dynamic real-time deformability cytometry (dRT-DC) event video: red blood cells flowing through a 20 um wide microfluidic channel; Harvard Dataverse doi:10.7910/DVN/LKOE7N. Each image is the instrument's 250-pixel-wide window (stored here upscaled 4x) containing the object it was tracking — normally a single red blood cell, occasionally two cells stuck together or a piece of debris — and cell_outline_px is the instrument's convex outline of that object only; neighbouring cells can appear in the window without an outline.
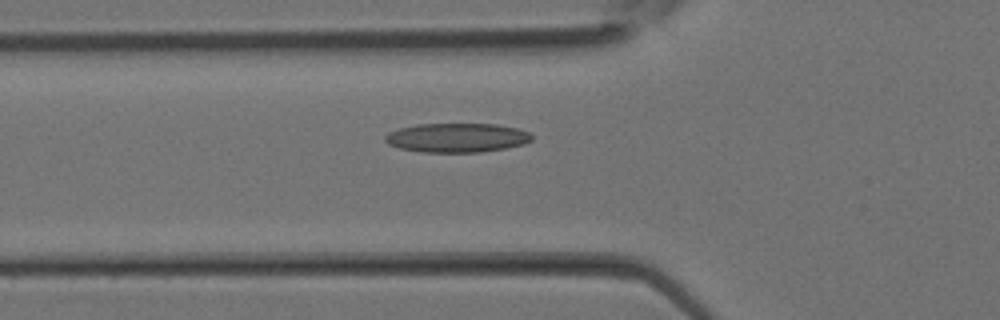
{"species": "Egyptian fruit bat (a non-hibernating species)", "species_latin": "Rousettus aegyptiacus", "temperature_condition": "room temperature", "stored_images_in_passage": 24, "camera_frame_rate_fps": 3000, "um_per_image_px": 0.085, "animal": {"sex": "female"}, "frame": {"image": 1, "passage_image": 4, "time_ms": 1.0, "image_size_px": [1000, 320], "cell_outline_px": [[532, 140], [524, 144], [504, 148], [480, 152], [420, 152], [400, 148], [388, 144], [384, 140], [384, 136], [388, 132], [400, 128], [416, 124], [496, 124], [516, 128], [528, 132], [532, 136]], "centroid_in_image_um": [38.8, 11.7], "position_along_channel_um": 87.0, "area_um2": 24.91}}
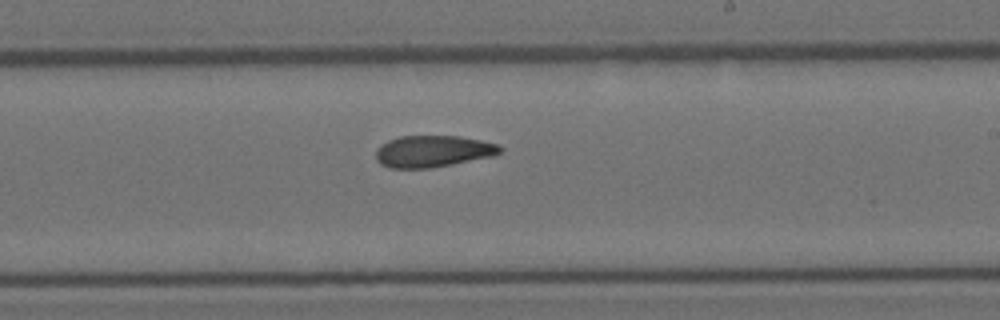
{"frame": {"image": 2, "passage_image": 12, "time_ms": 3.667, "image_size_px": [1000, 320], "cell_outline_px": [[504, 148], [500, 152], [492, 156], [452, 164], [428, 168], [388, 168], [380, 164], [376, 160], [376, 148], [380, 144], [388, 140], [400, 136], [460, 136], [500, 144]], "centroid_in_image_um": [36.78, 12.85], "position_along_channel_um": 252.2, "area_um2": 23.06}}
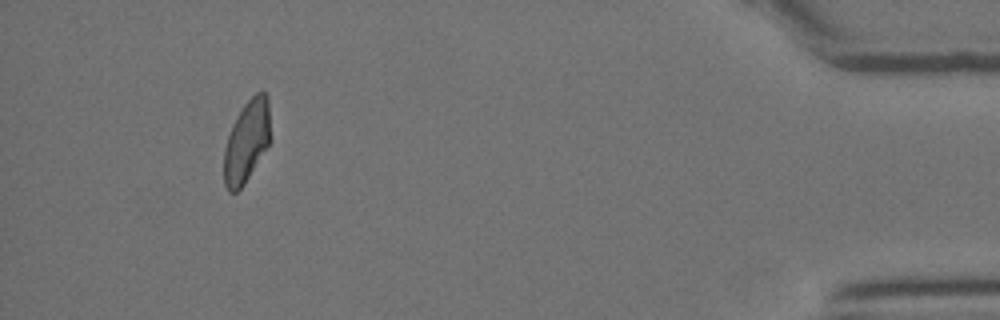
{"frame": {"image": 3, "passage_image": 23, "time_ms": 7.333, "image_size_px": [1000, 320], "cell_outline_px": [[272, 140], [244, 184], [236, 192], [228, 192], [224, 184], [224, 148], [232, 124], [236, 116], [244, 104], [256, 92], [264, 92], [268, 96]], "centroid_in_image_um": [20.99, 12.0], "position_along_channel_um": 414.2, "area_um2": 22.54}}